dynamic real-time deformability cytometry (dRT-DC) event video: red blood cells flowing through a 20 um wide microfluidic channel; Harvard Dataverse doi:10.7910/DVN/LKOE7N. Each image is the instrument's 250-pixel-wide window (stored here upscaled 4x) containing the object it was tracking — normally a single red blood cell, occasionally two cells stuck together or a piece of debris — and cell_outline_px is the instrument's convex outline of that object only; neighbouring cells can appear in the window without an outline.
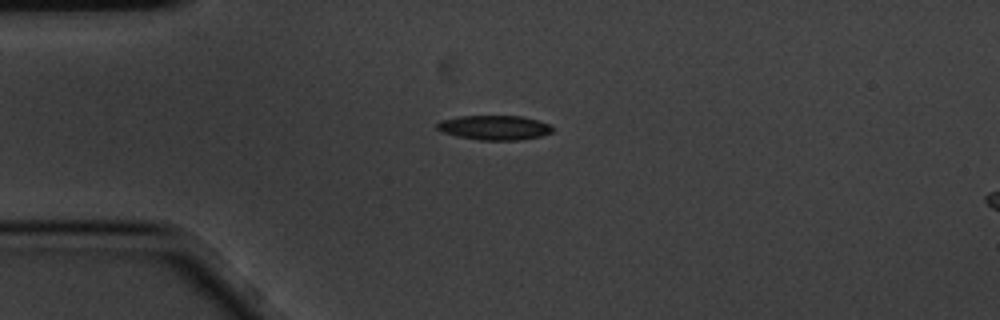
{"species": "common noctule bat (a hibernating species)", "species_latin": "Nyctalus noctula", "temperature_condition": "cold", "stored_images_in_passage": 2, "camera_frame_rate_fps": 3000, "um_per_image_px": 0.085, "animal": {"sex": "male", "body_mass_g": 20.1, "forearm_length_mm": 53.5}, "frame": {"image": 1, "passage_image": 1, "time_ms": 0.0, "image_size_px": [1000, 320], "cell_outline_px": [[556, 128], [552, 132], [540, 136], [520, 140], [480, 140], [456, 136], [444, 132], [436, 128], [436, 124], [440, 120], [460, 116], [524, 116], [540, 120]], "centroid_in_image_um": [42.06, 10.84], "position_along_channel_um": 42.9, "area_um2": 16.65}}